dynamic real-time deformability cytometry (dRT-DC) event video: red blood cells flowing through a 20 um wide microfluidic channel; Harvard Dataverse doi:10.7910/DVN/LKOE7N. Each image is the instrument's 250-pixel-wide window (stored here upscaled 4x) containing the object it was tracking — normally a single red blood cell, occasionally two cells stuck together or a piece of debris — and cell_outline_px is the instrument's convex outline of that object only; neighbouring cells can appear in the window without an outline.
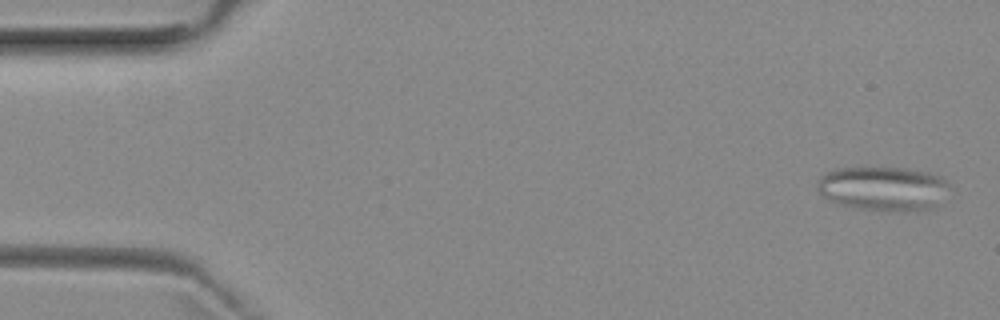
{"species": "common noctule bat (a hibernating species)", "species_latin": "Nyctalus noctula", "temperature_condition": "room temperature", "stored_images_in_passage": 52, "segment_of_instrument_passage": [1, 2], "camera_frame_rate_fps": 3000, "um_per_image_px": 0.085, "animal": {"sex": "female", "body_mass_g": 29.2, "forearm_length_mm": 56.3}, "frame": {"image": 1, "passage_image": 2, "time_ms": 0.333, "image_size_px": [1000, 320], "cell_outline_px": [[948, 184], [932, 208], [856, 208], [828, 200], [816, 188], [820, 176], [828, 172], [840, 168], [864, 164], [908, 168], [928, 172], [940, 176]], "centroid_in_image_um": [74.94, 15.91], "position_along_channel_um": 10.1, "area_um2": 33.29}}